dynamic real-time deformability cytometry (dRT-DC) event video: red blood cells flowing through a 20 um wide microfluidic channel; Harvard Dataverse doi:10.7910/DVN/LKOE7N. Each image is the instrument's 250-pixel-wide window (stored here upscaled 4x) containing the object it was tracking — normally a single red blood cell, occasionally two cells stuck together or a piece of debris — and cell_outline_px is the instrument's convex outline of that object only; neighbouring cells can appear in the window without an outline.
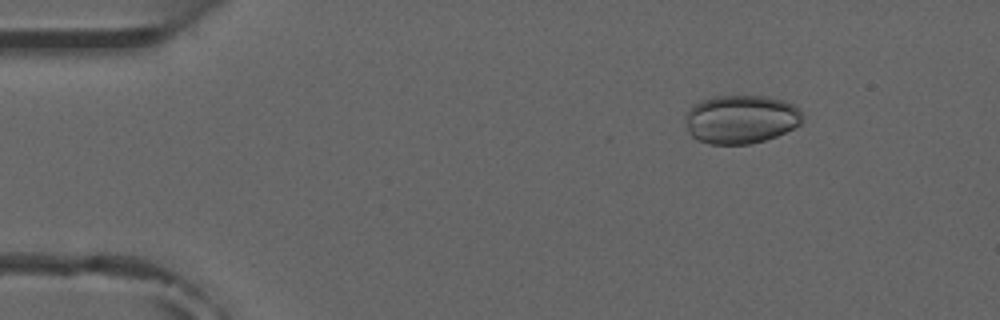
{"species": "common noctule bat (a hibernating species)", "species_latin": "Nyctalus noctula", "temperature_condition": "room temperature", "stored_images_in_passage": 5, "camera_frame_rate_fps": 3000, "um_per_image_px": 0.085, "animal": {"sex": "male", "forearm_length_mm": 52.5}, "frame": {"image": 1, "passage_image": 2, "time_ms": 1.333, "image_size_px": [1000, 320], "cell_outline_px": [[804, 120], [800, 124], [776, 136], [764, 140], [748, 144], [708, 144], [696, 140], [688, 132], [684, 120], [684, 116], [692, 104], [700, 100], [712, 96], [768, 96], [784, 100], [800, 108], [804, 112]], "centroid_in_image_um": [62.96, 10.12], "position_along_channel_um": 22.0, "area_um2": 33.76}}